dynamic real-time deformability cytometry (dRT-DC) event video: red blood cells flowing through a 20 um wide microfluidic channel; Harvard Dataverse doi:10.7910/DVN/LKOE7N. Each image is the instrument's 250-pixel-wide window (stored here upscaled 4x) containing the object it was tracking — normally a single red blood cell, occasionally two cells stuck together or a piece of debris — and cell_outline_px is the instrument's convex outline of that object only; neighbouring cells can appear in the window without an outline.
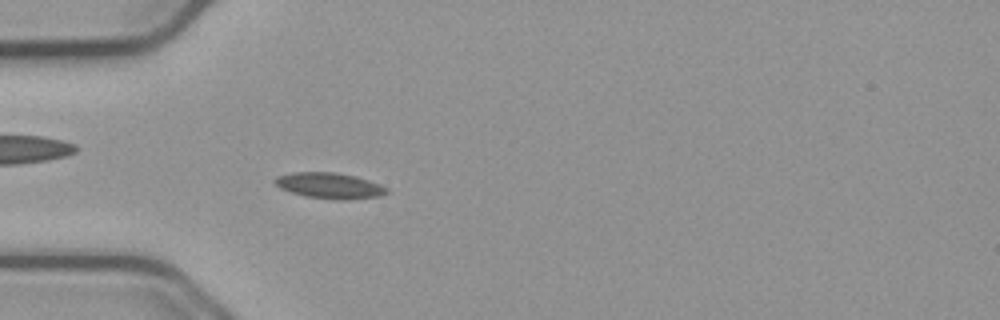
{"species": "common noctule bat (a hibernating species)", "species_latin": "Nyctalus noctula", "temperature_condition": "cold", "stored_images_in_passage": 52, "camera_frame_rate_fps": 3000, "um_per_image_px": 0.085, "animal": {"sex": "male", "body_mass_g": 23.1, "forearm_length_mm": 52.7}, "frame": {"image": 1, "passage_image": 13, "time_ms": 4.0, "image_size_px": [1000, 320], "cell_outline_px": [[388, 192], [380, 196], [348, 200], [336, 200], [304, 196], [280, 188], [272, 180], [276, 176], [292, 172], [336, 172], [356, 176], [380, 184], [388, 188]], "centroid_in_image_um": [28.01, 15.78], "position_along_channel_um": 57.0, "area_um2": 16.99}}
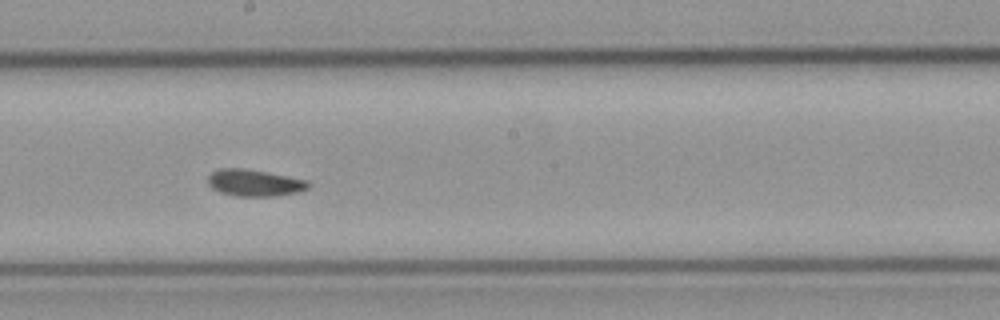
{"frame": {"image": 2, "passage_image": 27, "time_ms": 8.667, "image_size_px": [1000, 320], "cell_outline_px": [[312, 184], [308, 188], [300, 192], [276, 196], [236, 196], [220, 192], [212, 188], [208, 184], [208, 176], [212, 172], [220, 168], [244, 168], [268, 172], [308, 180]], "centroid_in_image_um": [21.66, 15.54], "position_along_channel_um": 226.5, "area_um2": 15.84}}
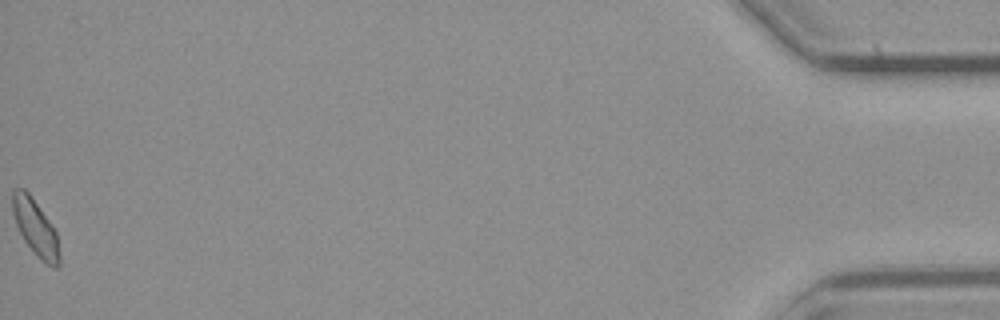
{"frame": {"image": 3, "passage_image": 52, "time_ms": 17.0, "image_size_px": [1000, 320], "cell_outline_px": [[60, 264], [56, 268], [52, 268], [24, 240], [16, 224], [12, 212], [12, 192], [16, 188], [24, 188], [28, 192], [48, 220], [56, 232], [60, 256]], "centroid_in_image_um": [3.01, 19.32], "position_along_channel_um": 432.2, "area_um2": 14.8}, "authors_computed_cell_mechanics": {"area_um2": 15.3459, "velocity_mm_per_s": 3.7301, "shape_relaxation_time_tau1_ms": 5.1737, "shape_relaxation_time_tau2_ms": null, "deformation_change_tau1": 0.097, "deformation_change_tau2": null}}